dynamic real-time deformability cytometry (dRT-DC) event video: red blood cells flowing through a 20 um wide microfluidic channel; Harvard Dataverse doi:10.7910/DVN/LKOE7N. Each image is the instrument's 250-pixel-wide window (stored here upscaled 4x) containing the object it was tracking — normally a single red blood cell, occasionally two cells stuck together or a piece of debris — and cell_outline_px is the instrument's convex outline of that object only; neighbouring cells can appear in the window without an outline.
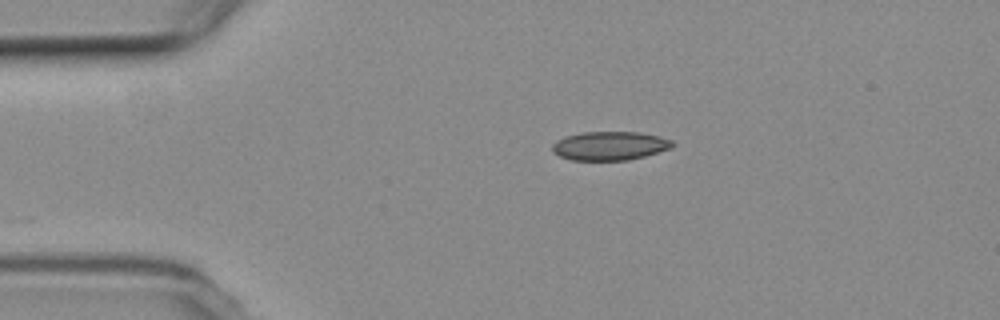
{"species": "common noctule bat (a hibernating species)", "species_latin": "Nyctalus noctula", "temperature_condition": "room temperature", "stored_images_in_passage": 3, "camera_frame_rate_fps": 3000, "um_per_image_px": 0.085, "animal": {"sex": "female", "body_mass_g": 19.3, "forearm_length_mm": 54.1}, "frame": {"image": 1, "passage_image": 1, "time_ms": 0.0, "image_size_px": [1000, 320], "cell_outline_px": [[672, 148], [644, 156], [628, 160], [572, 160], [560, 156], [552, 152], [552, 144], [556, 140], [564, 136], [584, 132], [640, 132], [660, 136], [672, 140]], "centroid_in_image_um": [51.81, 12.39], "position_along_channel_um": 33.2, "area_um2": 20.17}}
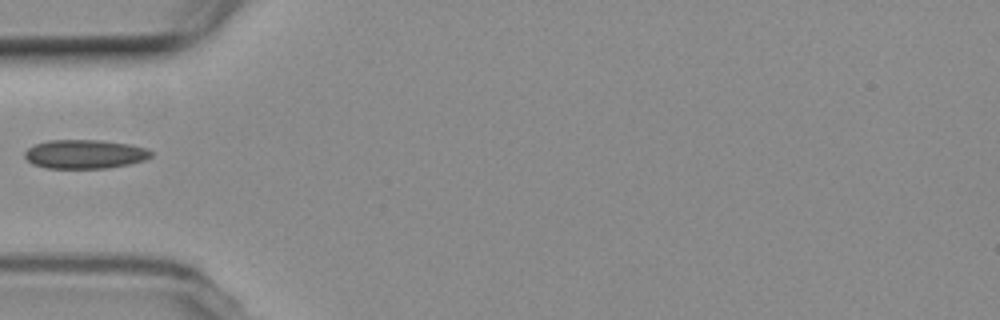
{"frame": {"image": 2, "passage_image": 3, "time_ms": 2.333, "image_size_px": [1000, 320], "cell_outline_px": [[152, 156], [144, 160], [128, 164], [108, 168], [44, 168], [32, 164], [24, 156], [24, 152], [28, 148], [36, 144], [48, 140], [100, 140], [128, 144], [148, 148], [152, 152]], "centroid_in_image_um": [7.2, 13.1], "position_along_channel_um": 77.8, "area_um2": 21.33}}